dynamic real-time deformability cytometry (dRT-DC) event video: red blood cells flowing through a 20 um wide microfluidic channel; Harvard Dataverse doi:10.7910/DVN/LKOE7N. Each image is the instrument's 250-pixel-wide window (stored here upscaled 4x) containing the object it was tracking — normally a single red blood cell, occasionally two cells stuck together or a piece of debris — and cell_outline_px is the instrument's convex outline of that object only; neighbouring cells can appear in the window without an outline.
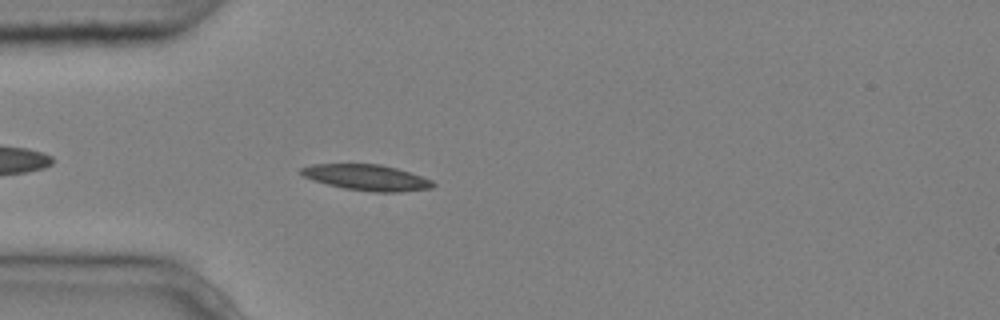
{"species": "common noctule bat (a hibernating species)", "species_latin": "Nyctalus noctula", "temperature_condition": "cold", "stored_images_in_passage": 4, "camera_frame_rate_fps": 3000, "um_per_image_px": 0.085, "animal": {"sex": "male", "body_mass_g": 20.4}, "frame": {"image": 1, "passage_image": 4, "time_ms": 1.0, "image_size_px": [1000, 320], "cell_outline_px": [[436, 184], [432, 188], [400, 192], [372, 192], [344, 188], [312, 180], [304, 176], [300, 172], [300, 168], [312, 164], [380, 164], [396, 168], [432, 180]], "centroid_in_image_um": [31.17, 15.09], "position_along_channel_um": 53.8, "area_um2": 19.77}}